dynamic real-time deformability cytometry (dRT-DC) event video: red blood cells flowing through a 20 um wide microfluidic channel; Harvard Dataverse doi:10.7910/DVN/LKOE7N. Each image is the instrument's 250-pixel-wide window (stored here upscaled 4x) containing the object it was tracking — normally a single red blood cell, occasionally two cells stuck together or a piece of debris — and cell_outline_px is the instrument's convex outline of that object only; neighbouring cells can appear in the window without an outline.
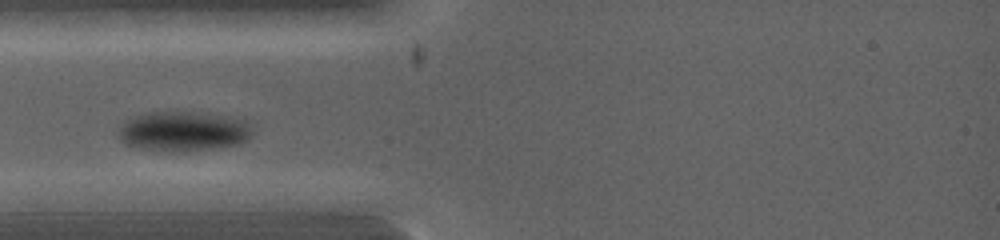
{"species": "common noctule bat (a hibernating species)", "species_latin": "Nyctalus noctula", "temperature_condition": "warm", "stored_images_in_passage": 1, "camera_frame_rate_fps": 5000, "um_per_image_px": 0.085, "animal": {"sex": "female", "body_mass_g": 19.0, "forearm_length_mm": 53.3}, "frame": {"image": 1, "passage_image": 1, "time_ms": 0.0, "image_size_px": [1000, 240], "cell_outline_px": [[252, 132], [240, 144], [216, 148], [172, 152], [136, 148], [120, 140], [120, 128], [124, 120], [144, 112], [208, 112], [244, 120]], "centroid_in_image_um": [15.54, 11.15], "position_along_channel_um": 69.5, "area_um2": 31.04}}